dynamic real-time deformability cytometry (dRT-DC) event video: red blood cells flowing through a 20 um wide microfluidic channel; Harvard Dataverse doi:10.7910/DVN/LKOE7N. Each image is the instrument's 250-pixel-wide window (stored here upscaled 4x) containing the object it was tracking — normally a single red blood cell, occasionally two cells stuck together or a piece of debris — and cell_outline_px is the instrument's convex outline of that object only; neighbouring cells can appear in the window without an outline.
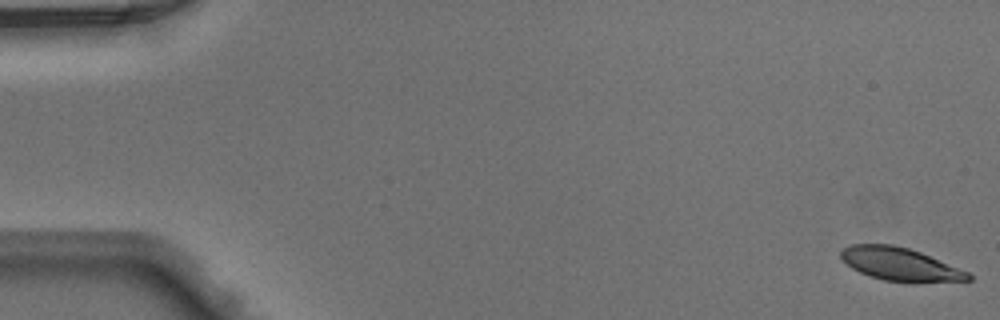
{"species": "Egyptian fruit bat (a non-hibernating species)", "species_latin": "Rousettus aegyptiacus", "temperature_condition": "warm", "stored_images_in_passage": 49, "camera_frame_rate_fps": 3000, "um_per_image_px": 0.085, "animal": {"sex": "male"}, "frame": {"image": 1, "passage_image": 1, "time_ms": 0.0, "image_size_px": [1000, 320], "cell_outline_px": [[972, 280], [916, 284], [884, 280], [868, 276], [852, 268], [840, 256], [840, 252], [844, 248], [852, 244], [892, 244], [908, 248], [920, 252], [968, 272], [972, 276]], "centroid_in_image_um": [76.54, 22.49], "position_along_channel_um": 8.5, "area_um2": 24.74}}
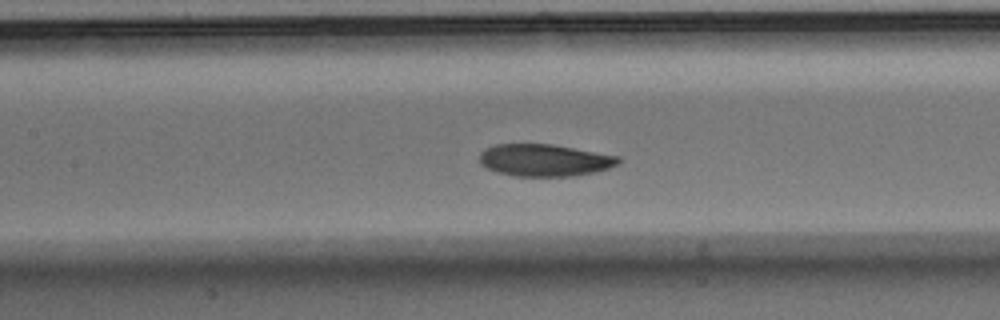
{"frame": {"image": 2, "passage_image": 23, "time_ms": 7.333, "image_size_px": [1000, 320], "cell_outline_px": [[620, 160], [616, 164], [608, 168], [596, 172], [572, 176], [516, 176], [496, 172], [484, 168], [480, 164], [480, 152], [484, 148], [496, 144], [552, 144], [620, 156]], "centroid_in_image_um": [46.24, 13.61], "position_along_channel_um": 161.2, "area_um2": 26.13}}
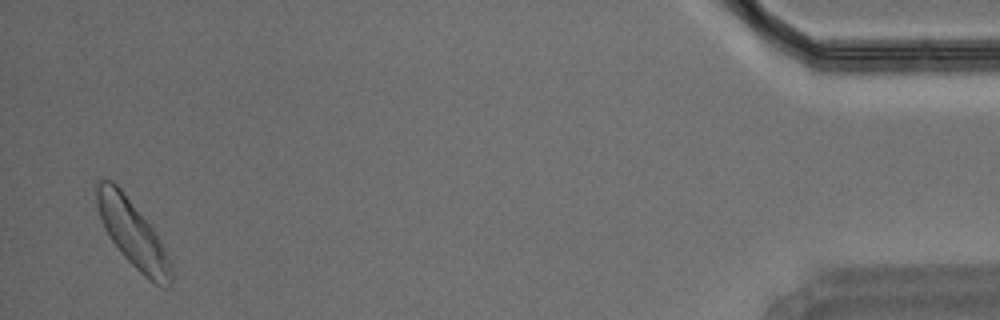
{"frame": {"image": 3, "passage_image": 48, "time_ms": 15.667, "image_size_px": [1000, 320], "cell_outline_px": [[172, 280], [168, 284], [156, 284], [144, 276], [120, 252], [104, 228], [96, 204], [96, 184], [100, 180], [112, 180], [120, 188], [152, 228], [160, 240], [172, 264]], "centroid_in_image_um": [11.26, 19.84], "position_along_channel_um": 423.9, "area_um2": 28.09}}